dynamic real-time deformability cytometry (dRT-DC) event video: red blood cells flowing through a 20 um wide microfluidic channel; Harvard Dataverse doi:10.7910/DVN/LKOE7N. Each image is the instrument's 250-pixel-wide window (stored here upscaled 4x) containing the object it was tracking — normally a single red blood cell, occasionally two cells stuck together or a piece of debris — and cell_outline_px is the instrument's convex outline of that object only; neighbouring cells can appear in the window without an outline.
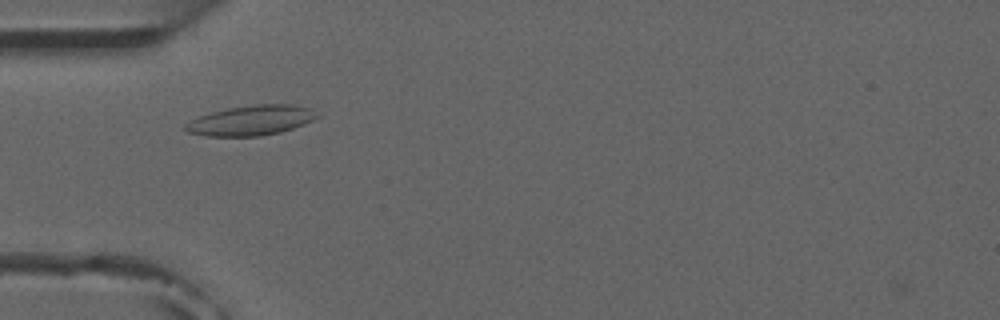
{"species": "common noctule bat (a hibernating species)", "species_latin": "Nyctalus noctula", "temperature_condition": "room temperature", "stored_images_in_passage": 2, "camera_frame_rate_fps": 3000, "um_per_image_px": 0.085, "animal": {"sex": "male", "forearm_length_mm": 52.5}, "frame": {"image": 1, "passage_image": 1, "time_ms": 0.0, "image_size_px": [1000, 320], "cell_outline_px": [[320, 116], [304, 124], [280, 132], [260, 136], [204, 136], [188, 132], [180, 128], [188, 120], [212, 112], [228, 108], [256, 104], [292, 104], [308, 108]], "centroid_in_image_um": [21.27, 10.24], "position_along_channel_um": 63.7, "area_um2": 23.0}}
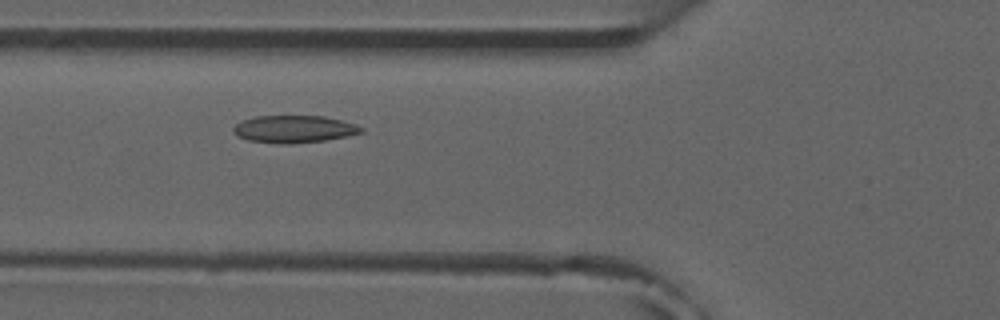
{"frame": {"image": 2, "passage_image": 2, "time_ms": 1.0, "image_size_px": [1000, 320], "cell_outline_px": [[364, 132], [348, 136], [324, 140], [292, 144], [276, 144], [248, 140], [236, 136], [232, 132], [232, 128], [236, 124], [244, 120], [256, 116], [324, 116], [356, 124], [364, 128]], "centroid_in_image_um": [24.98, 10.98], "position_along_channel_um": 100.8, "area_um2": 20.52}}